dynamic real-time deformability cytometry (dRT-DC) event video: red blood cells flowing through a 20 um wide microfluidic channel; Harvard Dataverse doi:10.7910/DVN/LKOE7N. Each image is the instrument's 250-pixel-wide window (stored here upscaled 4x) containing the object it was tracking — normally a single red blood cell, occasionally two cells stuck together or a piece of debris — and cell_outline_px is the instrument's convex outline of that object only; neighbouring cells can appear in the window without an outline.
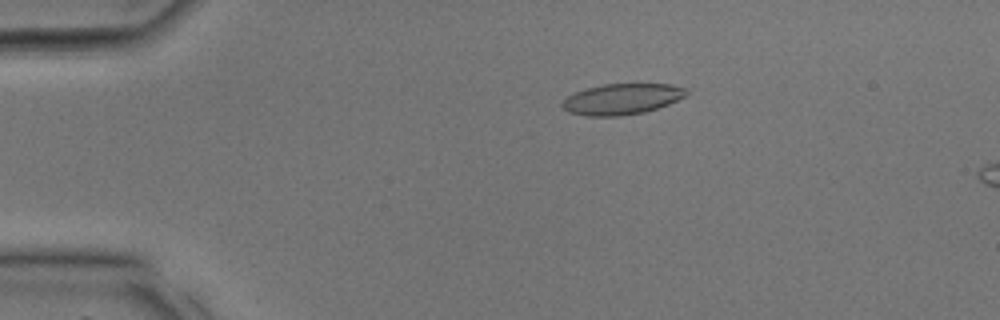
{"species": "common noctule bat (a hibernating species)", "species_latin": "Nyctalus noctula", "temperature_condition": "room temperature", "stored_images_in_passage": 5, "camera_frame_rate_fps": 3000, "um_per_image_px": 0.085, "animal": {"sex": "male", "body_mass_g": 17.9, "forearm_length_mm": 54.2}, "frame": {"image": 1, "passage_image": 2, "time_ms": 0.333, "image_size_px": [1000, 320], "cell_outline_px": [[688, 92], [684, 96], [668, 104], [644, 112], [620, 116], [588, 116], [568, 112], [560, 104], [568, 96], [576, 92], [588, 88], [604, 84], [672, 84], [688, 88]], "centroid_in_image_um": [52.87, 8.42], "position_along_channel_um": 32.1, "area_um2": 22.14}}